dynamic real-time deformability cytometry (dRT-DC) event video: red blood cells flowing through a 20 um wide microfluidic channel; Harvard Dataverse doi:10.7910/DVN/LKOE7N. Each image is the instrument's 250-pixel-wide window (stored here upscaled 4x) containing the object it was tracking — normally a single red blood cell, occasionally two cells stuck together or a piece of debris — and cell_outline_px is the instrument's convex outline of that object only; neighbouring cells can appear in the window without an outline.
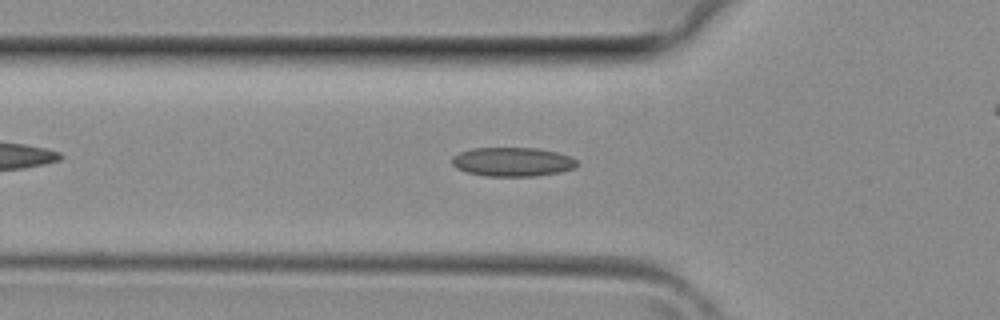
{"species": "common noctule bat (a hibernating species)", "species_latin": "Nyctalus noctula", "temperature_condition": "room temperature", "stored_images_in_passage": 26, "camera_frame_rate_fps": 3000, "um_per_image_px": 0.085, "animal": {"sex": "female", "body_mass_g": 29.2, "forearm_length_mm": 56.3}, "frame": {"image": 1, "passage_image": 6, "time_ms": 1.667, "image_size_px": [1000, 320], "cell_outline_px": [[580, 164], [572, 168], [560, 172], [536, 176], [488, 176], [468, 172], [456, 168], [452, 164], [452, 156], [460, 152], [472, 148], [536, 148], [556, 152], [572, 156]], "centroid_in_image_um": [43.58, 13.75], "position_along_channel_um": 82.2, "area_um2": 21.15}}
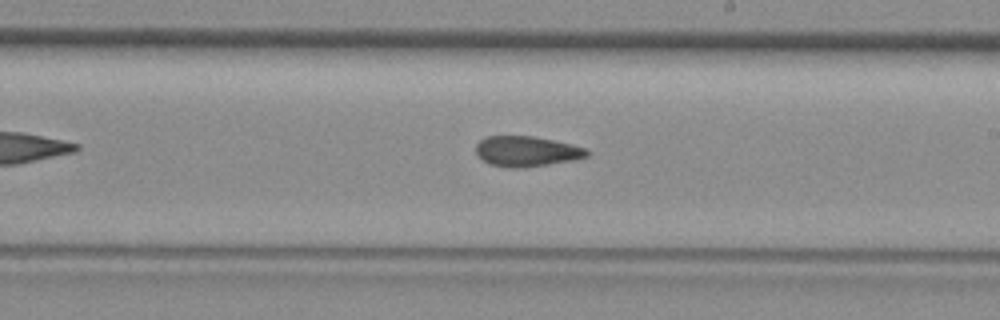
{"frame": {"image": 2, "passage_image": 15, "time_ms": 4.667, "image_size_px": [1000, 320], "cell_outline_px": [[588, 156], [572, 160], [548, 164], [488, 164], [476, 152], [476, 144], [480, 140], [488, 136], [532, 136], [572, 144], [584, 148], [588, 152]], "centroid_in_image_um": [44.78, 12.8], "position_along_channel_um": 244.2, "area_um2": 18.38}}
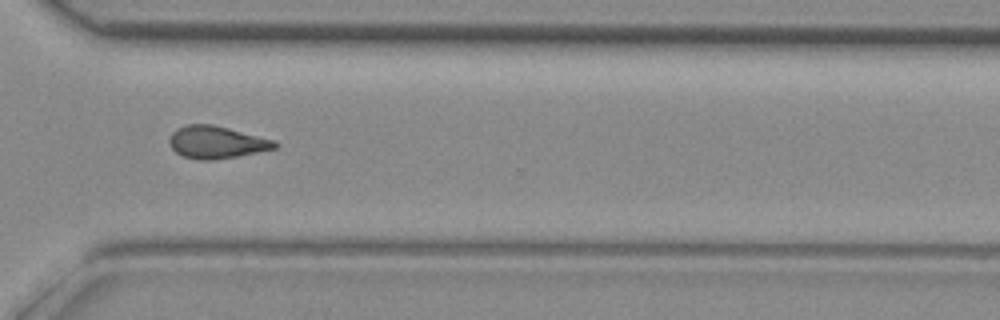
{"frame": {"image": 3, "passage_image": 21, "time_ms": 6.667, "image_size_px": [1000, 320], "cell_outline_px": [[280, 144], [276, 148], [236, 156], [212, 160], [200, 160], [184, 156], [176, 152], [172, 148], [168, 140], [172, 132], [176, 128], [184, 124], [212, 124], [276, 140]], "centroid_in_image_um": [18.4, 12.07], "position_along_channel_um": 352.2, "area_um2": 19.88}}